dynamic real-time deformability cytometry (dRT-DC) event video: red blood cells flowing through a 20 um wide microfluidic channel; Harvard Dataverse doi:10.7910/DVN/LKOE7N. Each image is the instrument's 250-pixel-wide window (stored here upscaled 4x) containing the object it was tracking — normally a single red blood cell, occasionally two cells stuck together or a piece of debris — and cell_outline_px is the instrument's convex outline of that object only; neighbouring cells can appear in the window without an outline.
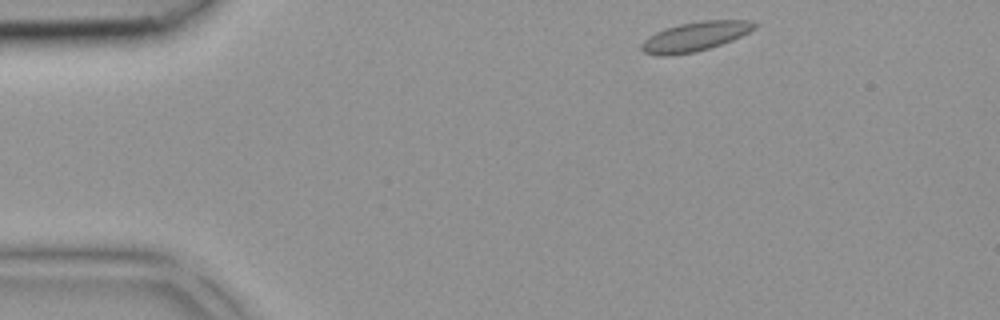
{"species": "common noctule bat (a hibernating species)", "species_latin": "Nyctalus noctula", "temperature_condition": "room temperature", "stored_images_in_passage": 37, "camera_frame_rate_fps": 3000, "um_per_image_px": 0.085, "animal": {"sex": "female", "body_mass_g": 18.4}, "frame": {"image": 1, "passage_image": 1, "time_ms": 0.0, "image_size_px": [1000, 320], "cell_outline_px": [[756, 28], [732, 40], [696, 52], [668, 56], [656, 56], [644, 52], [640, 48], [640, 44], [648, 36], [664, 28], [680, 24], [704, 20], [752, 20], [756, 24]], "centroid_in_image_um": [59.04, 3.11], "position_along_channel_um": 26.0, "area_um2": 19.36}}
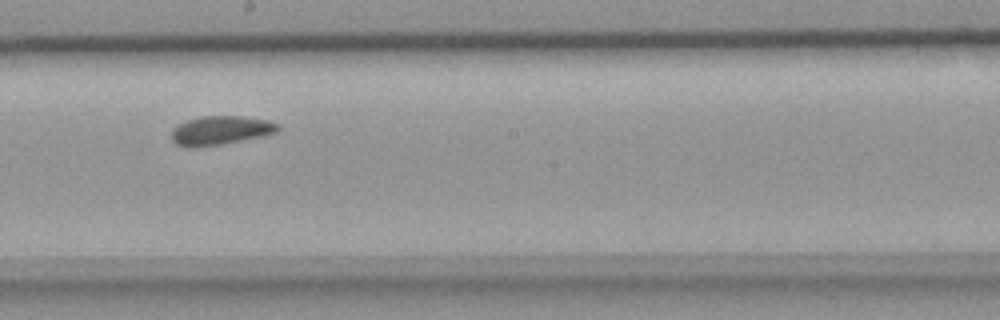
{"frame": {"image": 2, "passage_image": 18, "time_ms": 5.667, "image_size_px": [1000, 320], "cell_outline_px": [[280, 128], [276, 132], [220, 144], [192, 148], [188, 148], [176, 144], [172, 140], [172, 128], [188, 120], [200, 116], [240, 116], [268, 120], [280, 124]], "centroid_in_image_um": [18.71, 11.07], "position_along_channel_um": 229.5, "area_um2": 17.63}}
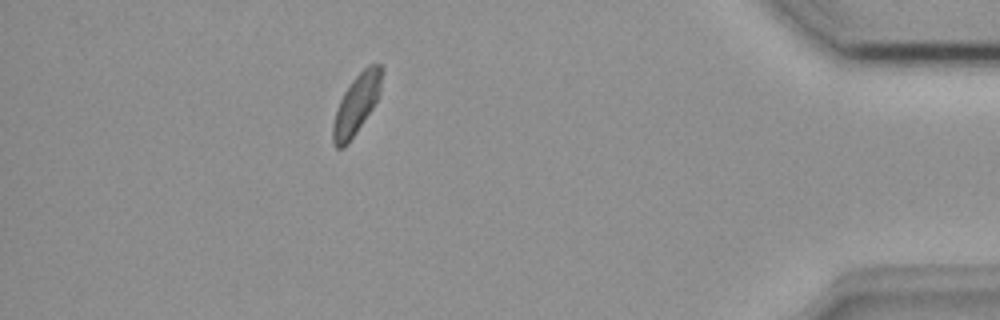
{"frame": {"image": 3, "passage_image": 32, "time_ms": 10.333, "image_size_px": [1000, 320], "cell_outline_px": [[384, 68], [380, 96], [348, 144], [344, 148], [336, 148], [332, 144], [332, 124], [336, 108], [344, 92], [352, 80], [368, 64], [380, 64]], "centroid_in_image_um": [30.3, 8.85], "position_along_channel_um": 404.9, "area_um2": 17.22}}